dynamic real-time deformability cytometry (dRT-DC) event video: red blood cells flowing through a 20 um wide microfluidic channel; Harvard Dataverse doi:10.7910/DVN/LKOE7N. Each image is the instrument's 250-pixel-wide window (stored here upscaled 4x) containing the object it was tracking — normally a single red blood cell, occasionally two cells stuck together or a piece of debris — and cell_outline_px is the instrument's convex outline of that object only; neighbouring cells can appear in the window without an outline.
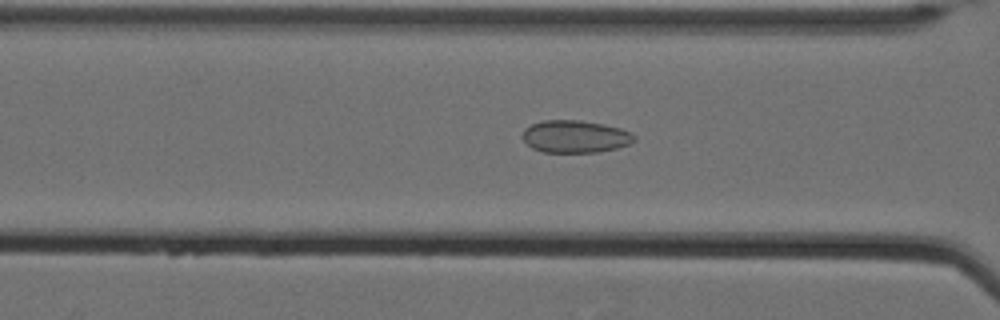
{"species": "Egyptian fruit bat (a non-hibernating species)", "species_latin": "Rousettus aegyptiacus", "temperature_condition": "cold", "stored_images_in_passage": 60, "camera_frame_rate_fps": 3000, "um_per_image_px": 0.085, "animal": {"sex": "female"}, "frame": {"image": 1, "passage_image": 28, "time_ms": 9.0, "image_size_px": [1000, 320], "cell_outline_px": [[636, 140], [628, 144], [616, 148], [600, 152], [544, 152], [532, 148], [520, 136], [524, 128], [532, 124], [544, 120], [580, 120], [604, 124], [620, 128], [636, 136]], "centroid_in_image_um": [48.87, 11.6], "position_along_channel_um": 117.7, "area_um2": 21.15}}
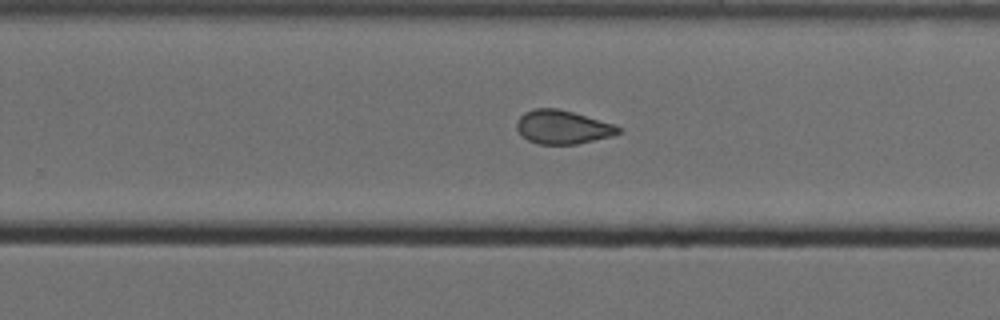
{"frame": {"image": 2, "passage_image": 42, "time_ms": 13.667, "image_size_px": [1000, 320], "cell_outline_px": [[620, 132], [612, 136], [576, 144], [536, 144], [528, 140], [516, 128], [516, 120], [524, 112], [532, 108], [556, 108], [572, 112], [612, 124], [620, 128]], "centroid_in_image_um": [47.77, 10.8], "position_along_channel_um": 282.0, "area_um2": 19.71}}
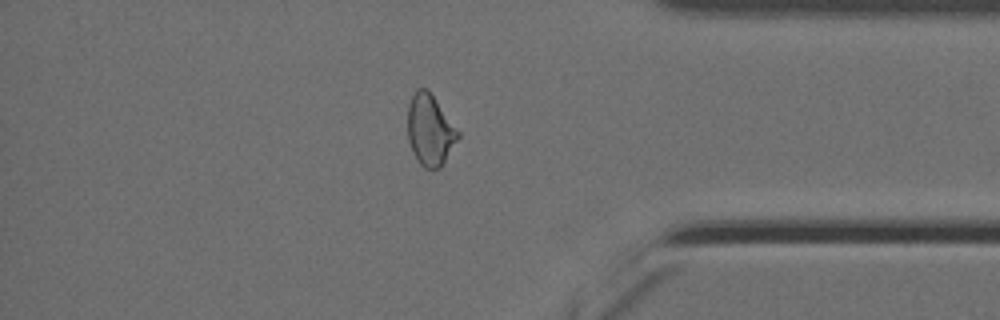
{"frame": {"image": 3, "passage_image": 53, "time_ms": 17.333, "image_size_px": [1000, 320], "cell_outline_px": [[460, 136], [440, 168], [424, 168], [416, 160], [412, 152], [408, 140], [408, 104], [416, 88], [428, 88], [460, 132]], "centroid_in_image_um": [36.54, 11.04], "position_along_channel_um": 398.7, "area_um2": 20.98}, "authors_computed_cell_mechanics": {"area_um2": 21.386, "velocity_mm_per_s": 3.5113, "shape_relaxation_time_tau1_ms": null, "shape_relaxation_time_tau2_ms": 1.9875, "deformation_change_tau1": null, "deformation_change_tau2": 0.0864}}